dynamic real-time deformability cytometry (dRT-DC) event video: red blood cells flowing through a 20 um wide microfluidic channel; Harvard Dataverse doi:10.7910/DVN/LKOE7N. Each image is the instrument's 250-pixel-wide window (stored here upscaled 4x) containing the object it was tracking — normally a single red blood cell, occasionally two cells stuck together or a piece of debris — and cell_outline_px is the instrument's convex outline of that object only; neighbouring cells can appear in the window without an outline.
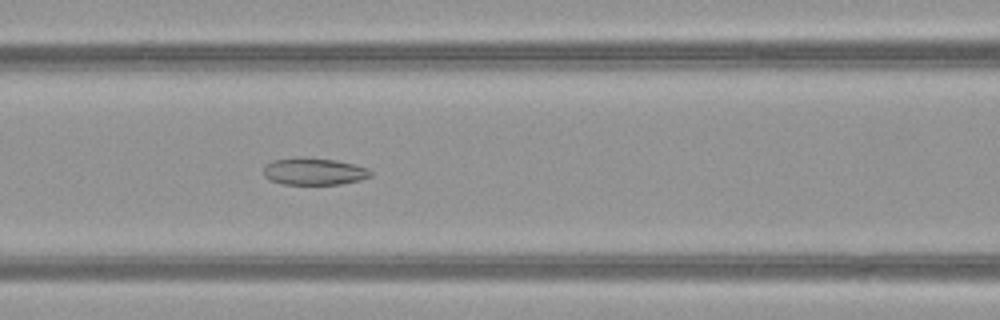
{"species": "common noctule bat (a hibernating species)", "species_latin": "Nyctalus noctula", "temperature_condition": "warm", "stored_images_in_passage": 52, "camera_frame_rate_fps": 3000, "um_per_image_px": 0.085, "animal": {"sex": "female", "body_mass_g": 21.9}, "frame": {"image": 1, "passage_image": 23, "time_ms": 7.333, "image_size_px": [1000, 320], "cell_outline_px": [[372, 176], [360, 180], [340, 184], [284, 184], [268, 180], [264, 176], [264, 164], [272, 160], [292, 156], [300, 156], [336, 160], [368, 168], [372, 172]], "centroid_in_image_um": [26.64, 14.55], "position_along_channel_um": 140.0, "area_um2": 17.22}}
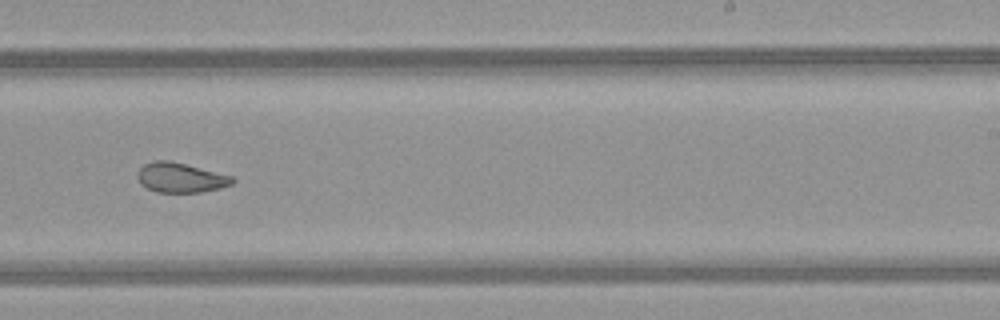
{"frame": {"image": 2, "passage_image": 33, "time_ms": 10.667, "image_size_px": [1000, 320], "cell_outline_px": [[236, 180], [232, 184], [220, 188], [200, 192], [156, 192], [140, 184], [136, 176], [136, 172], [144, 164], [152, 160], [168, 160], [232, 176]], "centroid_in_image_um": [15.3, 15.1], "position_along_channel_um": 273.7, "area_um2": 16.42}}
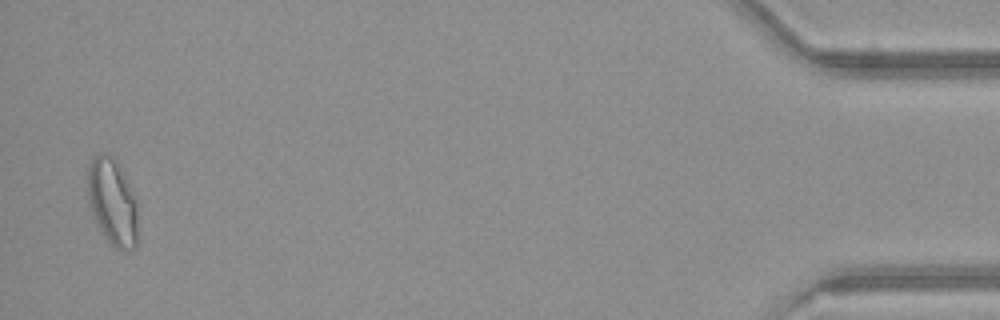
{"frame": {"image": 3, "passage_image": 51, "time_ms": 16.667, "image_size_px": [1000, 320], "cell_outline_px": [[140, 204], [136, 248], [116, 248], [104, 236], [88, 204], [88, 164], [100, 152], [108, 152], [116, 160], [124, 172], [140, 200]], "centroid_in_image_um": [9.63, 17.11], "position_along_channel_um": 425.6, "area_um2": 26.18}, "authors_computed_cell_mechanics": {"area_um2": 21.2415, "velocity_mm_per_s": 4.0136, "shape_relaxation_time_tau1_ms": null, "shape_relaxation_time_tau2_ms": 1.7043, "deformation_change_tau1": null, "deformation_change_tau2": 0.0718}}